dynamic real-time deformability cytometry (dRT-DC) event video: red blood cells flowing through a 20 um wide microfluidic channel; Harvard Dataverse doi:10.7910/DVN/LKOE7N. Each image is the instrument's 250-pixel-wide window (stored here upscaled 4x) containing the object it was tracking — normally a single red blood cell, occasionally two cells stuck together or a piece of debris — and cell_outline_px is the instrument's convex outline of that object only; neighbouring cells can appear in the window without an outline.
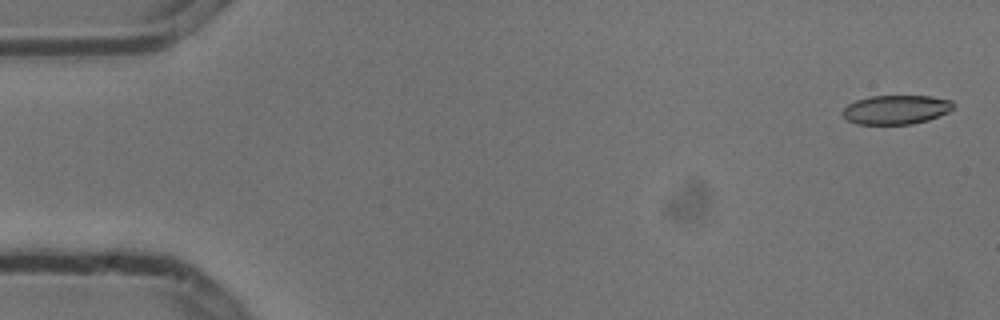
{"species": "common noctule bat (a hibernating species)", "species_latin": "Nyctalus noctula", "temperature_condition": "cold", "stored_images_in_passage": 5, "camera_frame_rate_fps": 3000, "um_per_image_px": 0.085, "animal": {"sex": "male", "body_mass_g": 13.3}, "frame": {"image": 1, "passage_image": 1, "time_ms": 0.0, "image_size_px": [1000, 320], "cell_outline_px": [[956, 104], [948, 112], [928, 120], [912, 124], [856, 124], [848, 120], [840, 112], [848, 104], [856, 100], [868, 96], [932, 96], [952, 100]], "centroid_in_image_um": [76.17, 9.31], "position_along_channel_um": 8.8, "area_um2": 18.9}}